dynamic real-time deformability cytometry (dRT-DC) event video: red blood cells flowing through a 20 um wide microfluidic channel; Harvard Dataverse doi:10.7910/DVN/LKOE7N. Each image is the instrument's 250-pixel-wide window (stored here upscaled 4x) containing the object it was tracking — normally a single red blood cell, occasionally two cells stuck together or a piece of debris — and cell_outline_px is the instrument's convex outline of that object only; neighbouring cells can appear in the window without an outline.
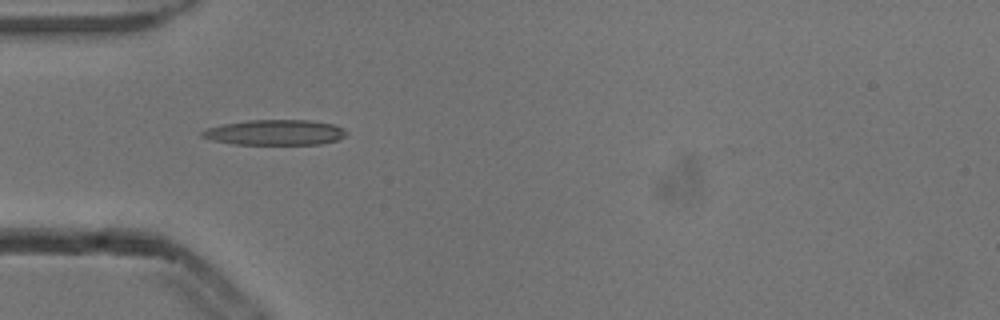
{"species": "common noctule bat (a hibernating species)", "species_latin": "Nyctalus noctula", "temperature_condition": "cold", "stored_images_in_passage": 5, "camera_frame_rate_fps": 3000, "um_per_image_px": 0.085, "animal": {"sex": "male", "body_mass_g": 13.3}, "frame": {"image": 1, "passage_image": 4, "time_ms": 1.0, "image_size_px": [1000, 320], "cell_outline_px": [[348, 132], [340, 140], [320, 144], [232, 144], [212, 140], [200, 136], [200, 132], [208, 128], [224, 124], [248, 120], [308, 120], [332, 124], [344, 128]], "centroid_in_image_um": [23.39, 11.26], "position_along_channel_um": 61.6, "area_um2": 21.33}}
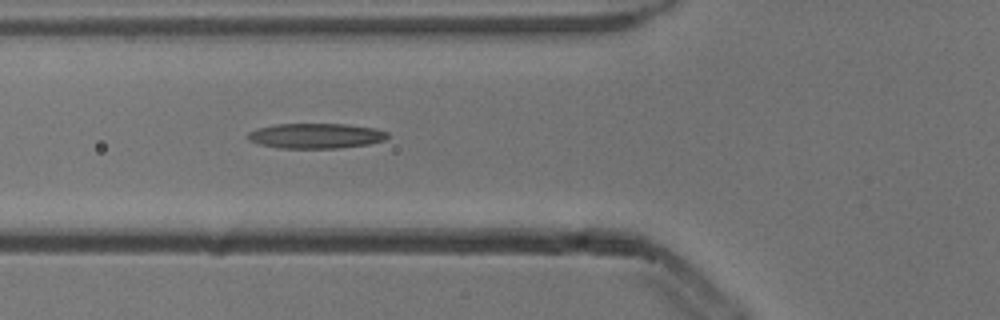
{"frame": {"image": 2, "passage_image": 5, "time_ms": 1.333, "image_size_px": [1000, 320], "cell_outline_px": [[388, 136], [384, 140], [368, 144], [336, 148], [280, 148], [260, 144], [248, 140], [248, 132], [256, 128], [276, 124], [348, 124], [376, 128], [388, 132]], "centroid_in_image_um": [26.84, 11.54], "position_along_channel_um": 99.0, "area_um2": 20.46}}